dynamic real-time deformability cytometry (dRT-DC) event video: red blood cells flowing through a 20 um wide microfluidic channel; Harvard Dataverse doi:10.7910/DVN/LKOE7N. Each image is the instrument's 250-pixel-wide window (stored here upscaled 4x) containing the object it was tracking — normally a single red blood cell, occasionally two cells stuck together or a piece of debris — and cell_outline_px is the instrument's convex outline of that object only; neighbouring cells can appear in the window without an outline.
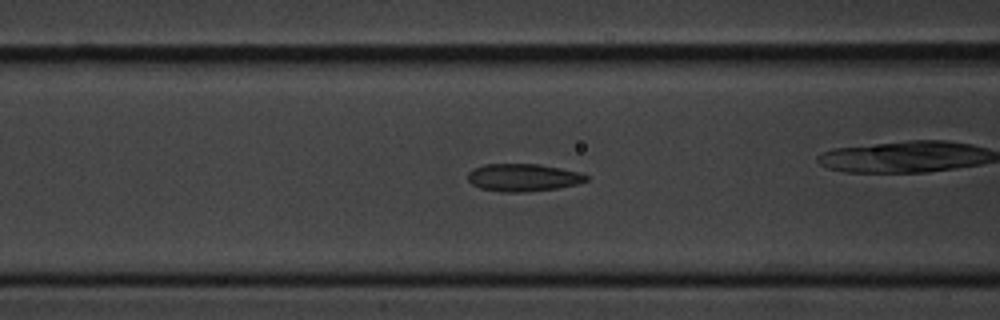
{"species": "common noctule bat (a hibernating species)", "species_latin": "Nyctalus noctula", "temperature_condition": "cold", "stored_images_in_passage": 58, "camera_frame_rate_fps": 3000, "um_per_image_px": 0.085, "animal": {"sex": "male", "body_mass_g": 20.1, "forearm_length_mm": 53.5}, "frame": {"image": 1, "passage_image": 22, "time_ms": 7.0, "image_size_px": [1000, 320], "cell_outline_px": [[588, 180], [576, 184], [556, 188], [524, 192], [500, 192], [480, 188], [472, 184], [468, 180], [468, 172], [472, 168], [484, 164], [540, 164], [580, 172], [588, 176]], "centroid_in_image_um": [44.43, 15.08], "position_along_channel_um": 122.2, "area_um2": 19.07}}
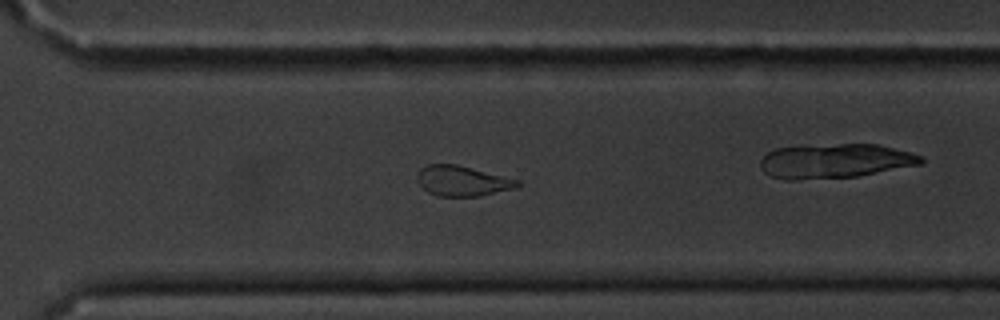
{"frame": {"image": 2, "passage_image": 40, "time_ms": 13.0, "image_size_px": [1000, 320], "cell_outline_px": [[520, 184], [512, 188], [480, 196], [436, 196], [428, 192], [416, 180], [416, 172], [420, 168], [428, 164], [456, 164], [520, 180]], "centroid_in_image_um": [39.23, 15.37], "position_along_channel_um": 331.4, "area_um2": 17.57}}
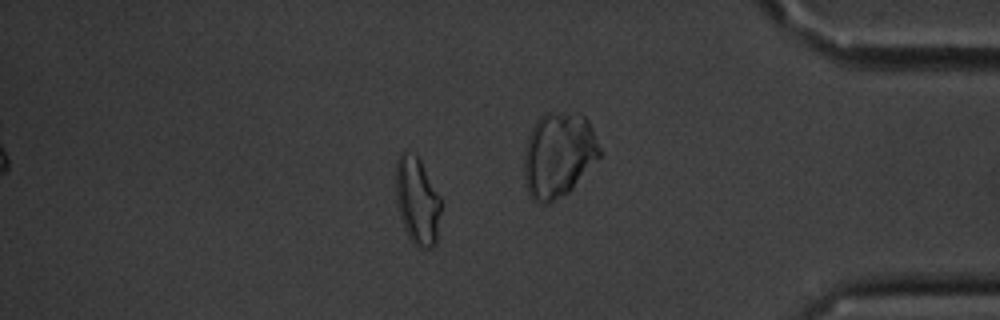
{"frame": {"image": 3, "passage_image": 49, "time_ms": 16.0, "image_size_px": [1000, 320], "cell_outline_px": [[440, 212], [436, 244], [432, 248], [420, 248], [408, 236], [400, 216], [396, 204], [396, 160], [400, 152], [404, 152], [416, 156], [420, 160], [440, 196]], "centroid_in_image_um": [35.46, 17.08], "position_along_channel_um": 399.7, "area_um2": 22.77}, "authors_computed_cell_mechanics": {"area_um2": 19.074, "velocity_mm_per_s": 3.4917, "shape_relaxation_time_tau1_ms": 4.2101, "shape_relaxation_time_tau2_ms": 2.7306, "deformation_change_tau1": 0.1356, "deformation_change_tau2": 0.0934}}